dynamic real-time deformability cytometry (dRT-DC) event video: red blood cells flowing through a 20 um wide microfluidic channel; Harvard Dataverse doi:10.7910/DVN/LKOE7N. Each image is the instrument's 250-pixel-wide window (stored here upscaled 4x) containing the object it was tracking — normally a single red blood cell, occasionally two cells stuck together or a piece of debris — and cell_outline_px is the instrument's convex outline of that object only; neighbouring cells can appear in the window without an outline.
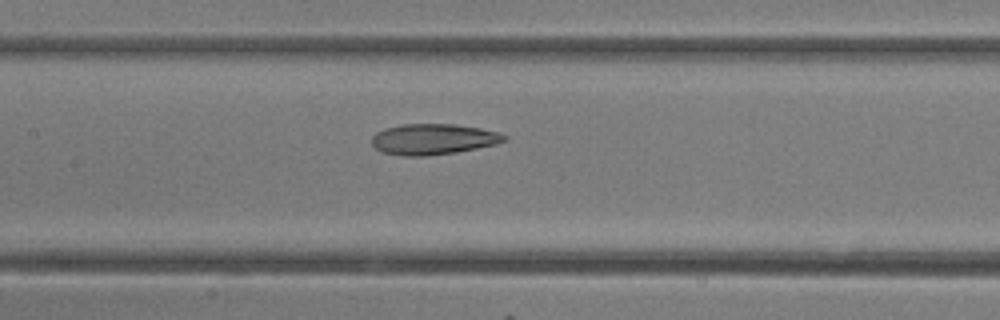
{"species": "common noctule bat (a hibernating species)", "species_latin": "Nyctalus noctula", "temperature_condition": "room temperature", "stored_images_in_passage": 14, "camera_frame_rate_fps": 3000, "um_per_image_px": 0.085, "animal": {"sex": "female"}, "frame": {"image": 1, "passage_image": 10, "time_ms": 3.0, "image_size_px": [1000, 320], "cell_outline_px": [[508, 140], [496, 144], [456, 152], [428, 156], [404, 156], [384, 152], [376, 148], [372, 144], [372, 136], [376, 132], [384, 128], [400, 124], [456, 124], [480, 128], [496, 132], [508, 136]], "centroid_in_image_um": [36.82, 11.82], "position_along_channel_um": 170.6, "area_um2": 23.81}}
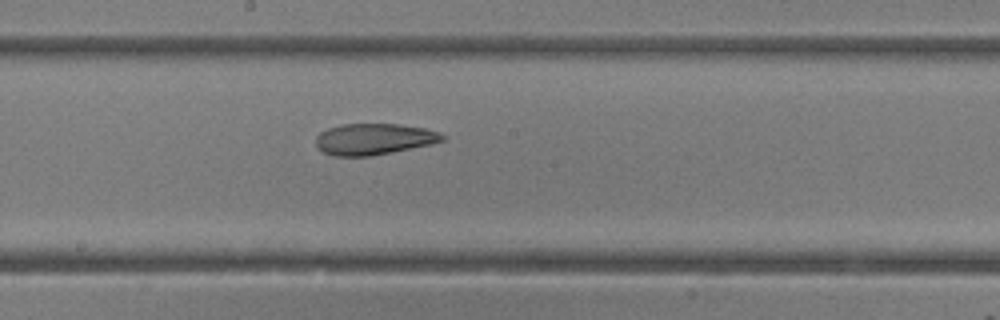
{"frame": {"image": 2, "passage_image": 12, "time_ms": 3.667, "image_size_px": [1000, 320], "cell_outline_px": [[444, 140], [432, 144], [368, 156], [336, 156], [324, 152], [316, 148], [316, 136], [320, 132], [328, 128], [344, 124], [400, 124], [424, 128], [440, 132], [444, 136]], "centroid_in_image_um": [31.76, 11.81], "position_along_channel_um": 216.4, "area_um2": 22.89}}
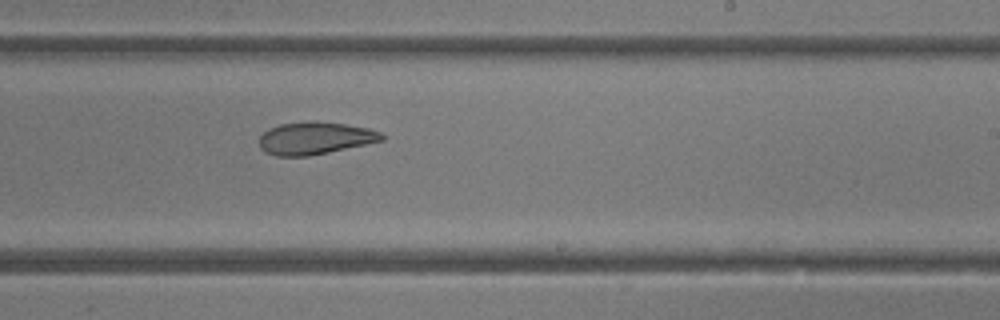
{"frame": {"image": 3, "passage_image": 14, "time_ms": 4.333, "image_size_px": [1000, 320], "cell_outline_px": [[384, 140], [328, 152], [308, 156], [276, 156], [264, 152], [260, 148], [260, 136], [268, 128], [280, 124], [308, 120], [316, 120], [344, 124], [368, 128], [380, 132], [384, 136]], "centroid_in_image_um": [26.74, 11.73], "position_along_channel_um": 262.3, "area_um2": 23.24}}